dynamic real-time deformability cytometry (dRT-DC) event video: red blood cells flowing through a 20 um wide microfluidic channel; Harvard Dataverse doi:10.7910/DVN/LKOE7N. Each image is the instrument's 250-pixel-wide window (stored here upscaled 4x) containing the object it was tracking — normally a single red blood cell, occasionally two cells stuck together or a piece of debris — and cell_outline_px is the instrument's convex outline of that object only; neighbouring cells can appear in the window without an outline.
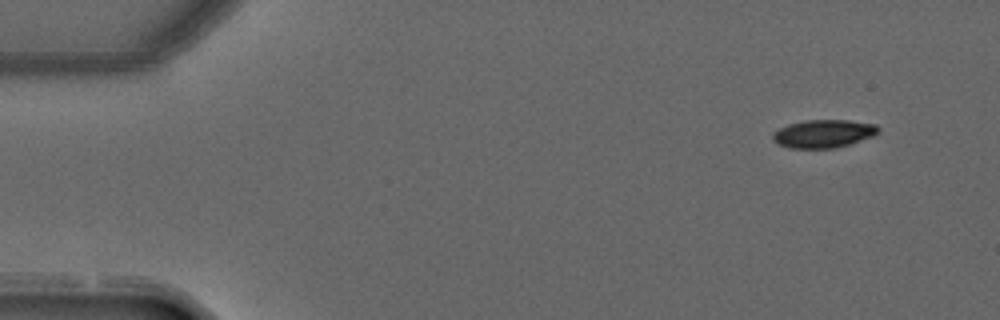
{"species": "common noctule bat (a hibernating species)", "species_latin": "Nyctalus noctula", "temperature_condition": "warm", "stored_images_in_passage": 7, "camera_frame_rate_fps": 3000, "um_per_image_px": 0.085, "animal": {"sex": "male", "forearm_length_mm": 52.5}, "frame": {"image": 1, "passage_image": 1, "time_ms": 0.0, "image_size_px": [1000, 320], "cell_outline_px": [[880, 132], [872, 136], [836, 148], [788, 148], [772, 140], [772, 132], [788, 124], [804, 120], [848, 120], [876, 124], [880, 128]], "centroid_in_image_um": [69.99, 11.35], "position_along_channel_um": 15.0, "area_um2": 17.28}}
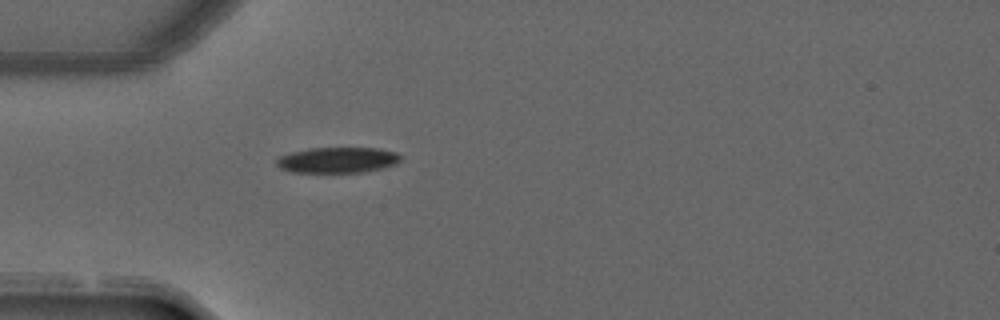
{"frame": {"image": 2, "passage_image": 4, "time_ms": 1.0, "image_size_px": [1000, 320], "cell_outline_px": [[404, 156], [396, 164], [384, 168], [364, 172], [292, 172], [280, 168], [276, 164], [276, 160], [280, 156], [292, 152], [308, 148], [380, 148], [396, 152]], "centroid_in_image_um": [28.74, 13.6], "position_along_channel_um": 56.3, "area_um2": 18.73}}